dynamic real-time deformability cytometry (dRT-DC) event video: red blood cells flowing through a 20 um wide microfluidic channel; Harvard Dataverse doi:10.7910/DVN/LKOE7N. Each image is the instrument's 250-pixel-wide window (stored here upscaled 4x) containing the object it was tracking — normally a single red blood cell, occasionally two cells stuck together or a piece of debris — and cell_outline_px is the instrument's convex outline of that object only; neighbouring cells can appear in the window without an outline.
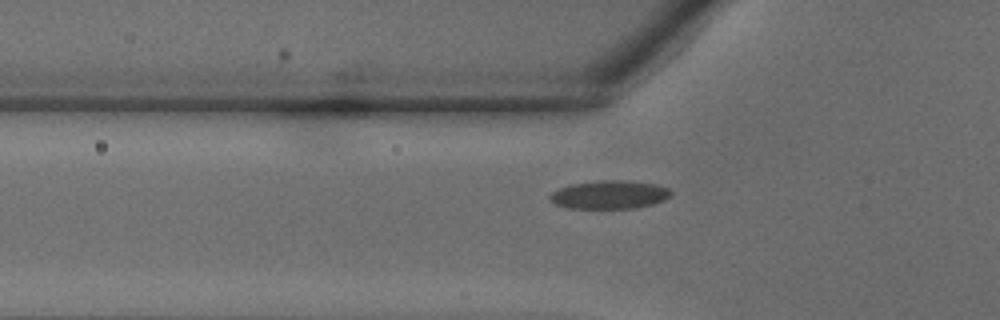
{"species": "common noctule bat (a hibernating species)", "species_latin": "Nyctalus noctula", "temperature_condition": "warm", "stored_images_in_passage": 29, "camera_frame_rate_fps": 3000, "um_per_image_px": 0.085, "animal": {"sex": "male", "body_mass_g": 18.8}, "frame": {"image": 1, "passage_image": 7, "time_ms": 2.0, "image_size_px": [1000, 320], "cell_outline_px": [[672, 196], [664, 200], [652, 204], [632, 208], [568, 208], [556, 204], [548, 200], [548, 196], [552, 192], [568, 184], [600, 180], [620, 180], [652, 184], [668, 188], [672, 192]], "centroid_in_image_um": [51.76, 16.55], "position_along_channel_um": 74.0, "area_um2": 19.94}}
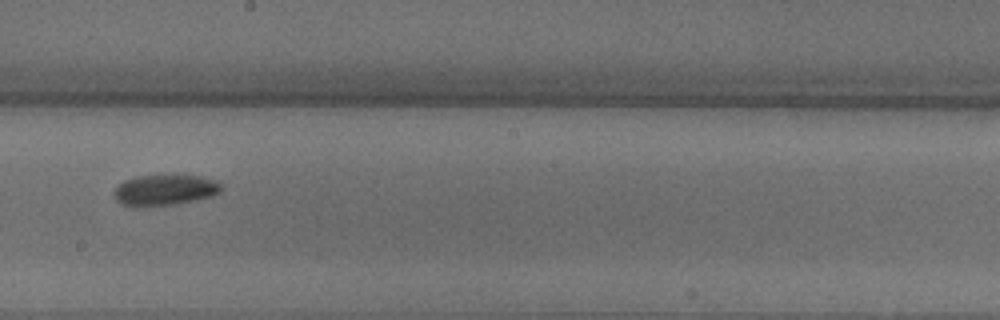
{"frame": {"image": 2, "passage_image": 16, "time_ms": 5.0, "image_size_px": [1000, 320], "cell_outline_px": [[220, 192], [212, 196], [176, 204], [136, 208], [132, 208], [120, 204], [116, 200], [116, 188], [124, 180], [136, 176], [200, 176], [216, 180], [220, 184]], "centroid_in_image_um": [13.97, 16.18], "position_along_channel_um": 234.2, "area_um2": 19.19}}
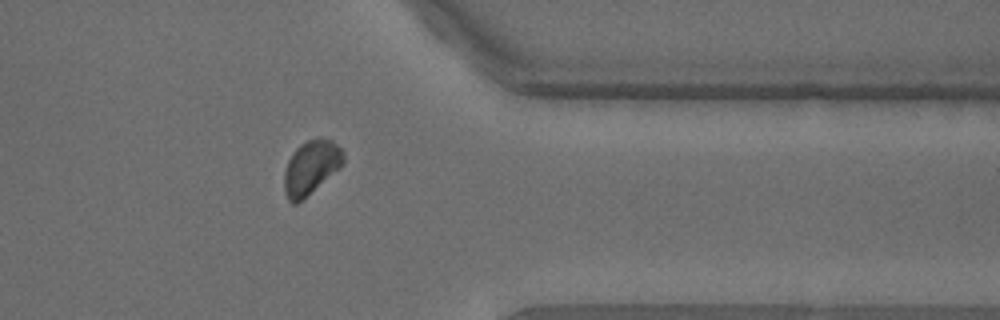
{"frame": {"image": 3, "passage_image": 25, "time_ms": 8.0, "image_size_px": [1000, 320], "cell_outline_px": [[344, 164], [340, 168], [296, 204], [292, 204], [288, 200], [284, 192], [284, 172], [288, 160], [292, 152], [300, 144], [308, 140], [332, 140], [344, 152]], "centroid_in_image_um": [26.42, 14.24], "position_along_channel_um": 385.0, "area_um2": 18.32}}